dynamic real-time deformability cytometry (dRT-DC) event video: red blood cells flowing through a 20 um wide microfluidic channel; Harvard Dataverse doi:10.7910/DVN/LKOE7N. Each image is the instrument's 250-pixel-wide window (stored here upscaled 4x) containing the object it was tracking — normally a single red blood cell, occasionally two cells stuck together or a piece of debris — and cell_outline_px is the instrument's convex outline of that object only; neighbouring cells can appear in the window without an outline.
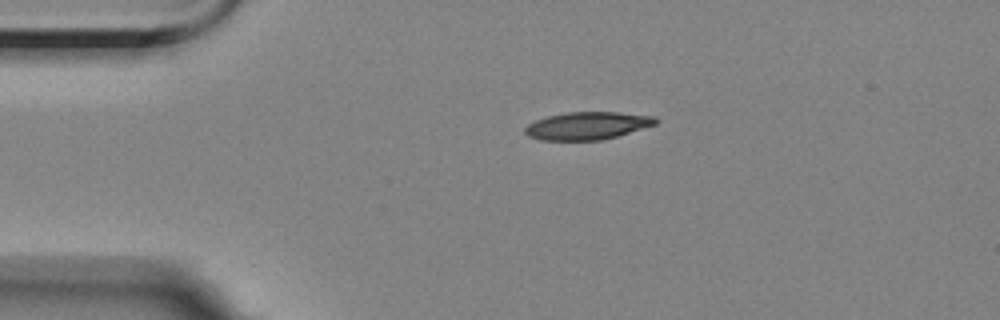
{"species": "Egyptian fruit bat (a non-hibernating species)", "species_latin": "Rousettus aegyptiacus", "temperature_condition": "room temperature", "stored_images_in_passage": 4, "camera_frame_rate_fps": 3000, "um_per_image_px": 0.085, "animal": {"sex": "female"}, "frame": {"image": 1, "passage_image": 4, "time_ms": 3.667, "image_size_px": [1000, 320], "cell_outline_px": [[660, 120], [656, 124], [616, 136], [600, 140], [540, 140], [528, 136], [524, 132], [524, 128], [528, 124], [536, 120], [548, 116], [568, 112], [620, 112], [656, 116]], "centroid_in_image_um": [49.93, 10.68], "position_along_channel_um": 35.1, "area_um2": 21.04}}